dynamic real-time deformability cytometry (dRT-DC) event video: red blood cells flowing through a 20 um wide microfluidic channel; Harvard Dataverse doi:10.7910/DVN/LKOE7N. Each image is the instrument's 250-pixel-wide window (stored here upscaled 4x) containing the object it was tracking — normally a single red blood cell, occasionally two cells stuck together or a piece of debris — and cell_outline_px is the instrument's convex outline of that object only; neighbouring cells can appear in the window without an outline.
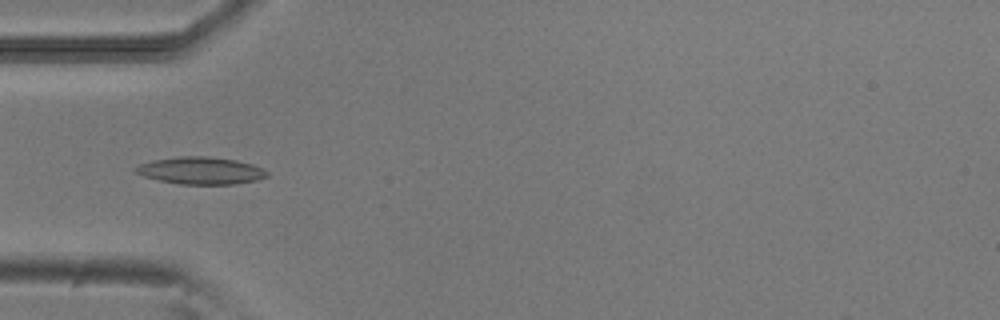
{"species": "common noctule bat (a hibernating species)", "species_latin": "Nyctalus noctula", "temperature_condition": "room temperature", "stored_images_in_passage": 34, "camera_frame_rate_fps": 3000, "um_per_image_px": 0.085, "animal": {"sex": "male", "body_mass_g": 20.5, "forearm_length_mm": 52.5}, "frame": {"image": 1, "passage_image": 5, "time_ms": 1.333, "image_size_px": [1000, 320], "cell_outline_px": [[268, 176], [256, 180], [236, 184], [180, 184], [160, 180], [144, 176], [136, 172], [132, 168], [140, 164], [152, 160], [180, 156], [208, 156], [236, 160], [252, 164], [268, 172]], "centroid_in_image_um": [17.05, 14.49], "position_along_channel_um": 67.9, "area_um2": 20.75}}
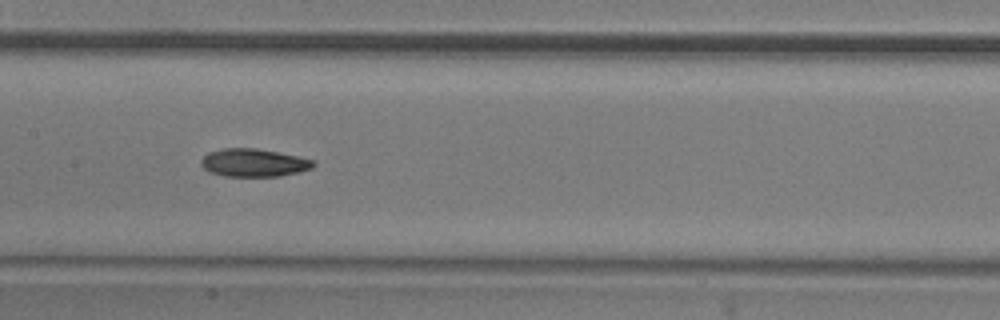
{"frame": {"image": 2, "passage_image": 14, "time_ms": 4.333, "image_size_px": [1000, 320], "cell_outline_px": [[316, 164], [312, 168], [300, 172], [280, 176], [224, 176], [208, 172], [200, 164], [200, 160], [208, 152], [224, 148], [256, 148], [316, 160]], "centroid_in_image_um": [21.56, 13.84], "position_along_channel_um": 185.8, "area_um2": 18.38}}
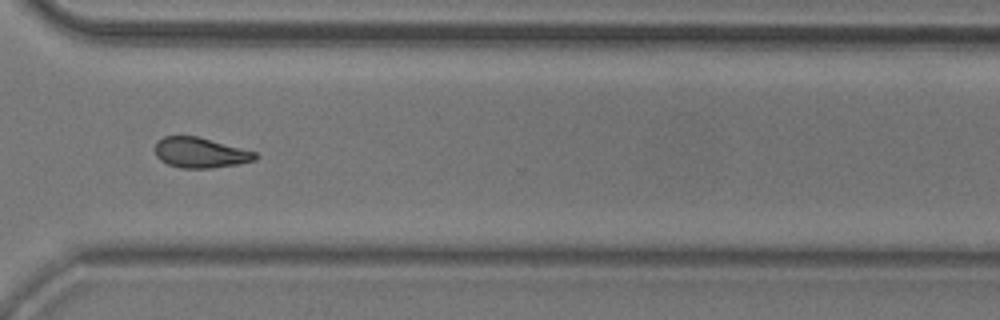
{"frame": {"image": 3, "passage_image": 27, "time_ms": 8.667, "image_size_px": [1000, 320], "cell_outline_px": [[260, 156], [256, 160], [236, 164], [212, 168], [180, 168], [168, 164], [160, 160], [156, 156], [156, 140], [164, 136], [196, 136], [256, 152]], "centroid_in_image_um": [17.02, 12.98], "position_along_channel_um": 353.6, "area_um2": 17.63}, "authors_computed_cell_mechanics": {"area_um2": 18.0336, "velocity_mm_per_s": 3.8863, "shape_relaxation_time_tau1_ms": 4.0636, "shape_relaxation_time_tau2_ms": 6.3336, "deformation_change_tau1": 0.1309, "deformation_change_tau2": 0.1408}}